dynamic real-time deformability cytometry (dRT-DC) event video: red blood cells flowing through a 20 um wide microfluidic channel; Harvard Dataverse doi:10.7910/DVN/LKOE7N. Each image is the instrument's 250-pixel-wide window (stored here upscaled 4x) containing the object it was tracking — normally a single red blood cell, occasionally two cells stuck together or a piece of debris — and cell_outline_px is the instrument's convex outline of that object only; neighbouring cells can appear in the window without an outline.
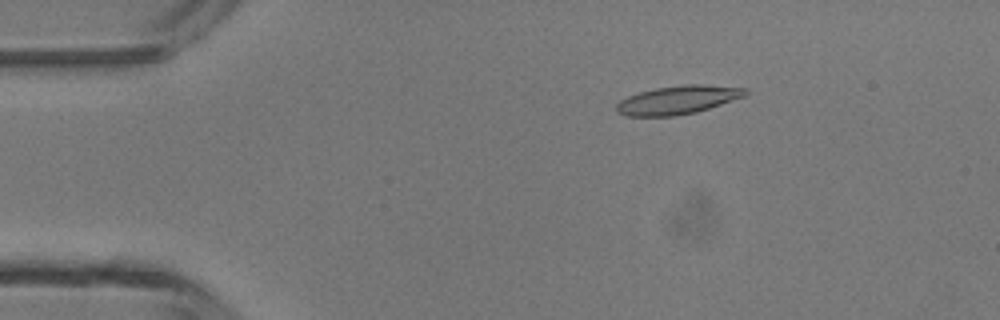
{"species": "common noctule bat (a hibernating species)", "species_latin": "Nyctalus noctula", "temperature_condition": "room temperature", "stored_images_in_passage": 5, "camera_frame_rate_fps": 3000, "um_per_image_px": 0.085, "animal": {"sex": "male", "body_mass_g": 13.3}, "frame": {"image": 1, "passage_image": 3, "time_ms": 2.333, "image_size_px": [1000, 320], "cell_outline_px": [[748, 92], [744, 96], [696, 112], [676, 116], [624, 116], [616, 112], [616, 104], [620, 100], [628, 96], [640, 92], [656, 88], [684, 84], [700, 84], [748, 88]], "centroid_in_image_um": [57.58, 8.49], "position_along_channel_um": 27.4, "area_um2": 21.33}}
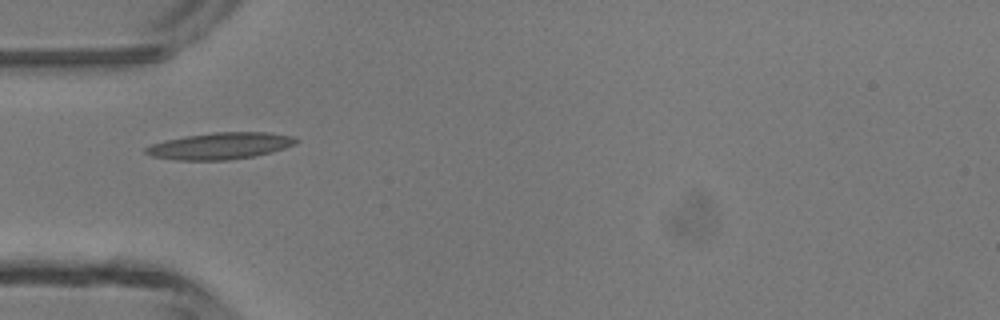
{"frame": {"image": 2, "passage_image": 5, "time_ms": 4.667, "image_size_px": [1000, 320], "cell_outline_px": [[300, 140], [296, 144], [272, 152], [252, 156], [228, 160], [176, 160], [152, 156], [144, 152], [144, 148], [152, 144], [164, 140], [184, 136], [212, 132], [268, 132], [292, 136]], "centroid_in_image_um": [18.71, 12.39], "position_along_channel_um": 66.3, "area_um2": 23.41}}